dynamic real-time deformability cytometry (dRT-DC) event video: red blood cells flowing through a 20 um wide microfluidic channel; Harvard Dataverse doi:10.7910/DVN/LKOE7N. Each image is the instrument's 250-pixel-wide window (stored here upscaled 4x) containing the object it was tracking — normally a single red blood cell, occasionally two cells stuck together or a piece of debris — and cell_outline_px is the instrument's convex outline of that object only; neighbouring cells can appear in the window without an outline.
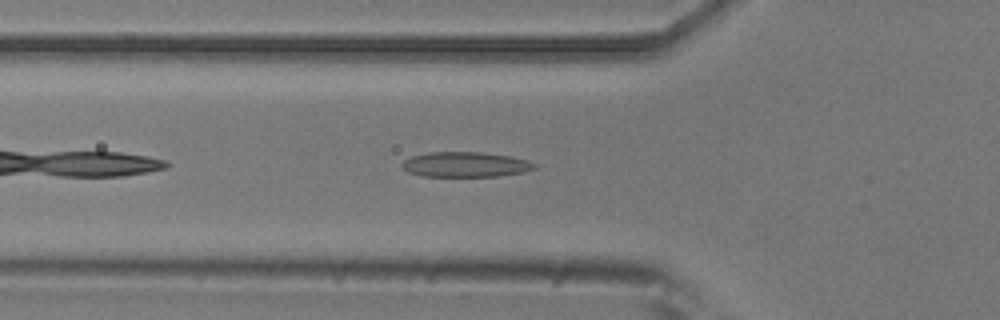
{"species": "common noctule bat (a hibernating species)", "species_latin": "Nyctalus noctula", "temperature_condition": "room temperature", "stored_images_in_passage": 41, "camera_frame_rate_fps": 3000, "um_per_image_px": 0.085, "animal": {"sex": "male", "body_mass_g": 20.5, "forearm_length_mm": 52.5}, "frame": {"image": 1, "passage_image": 5, "time_ms": 1.333, "image_size_px": [1000, 320], "cell_outline_px": [[536, 168], [524, 172], [496, 176], [420, 176], [408, 172], [400, 164], [404, 160], [412, 156], [428, 152], [484, 152], [508, 156], [528, 160], [536, 164]], "centroid_in_image_um": [39.55, 13.98], "position_along_channel_um": 86.3, "area_um2": 19.36}}
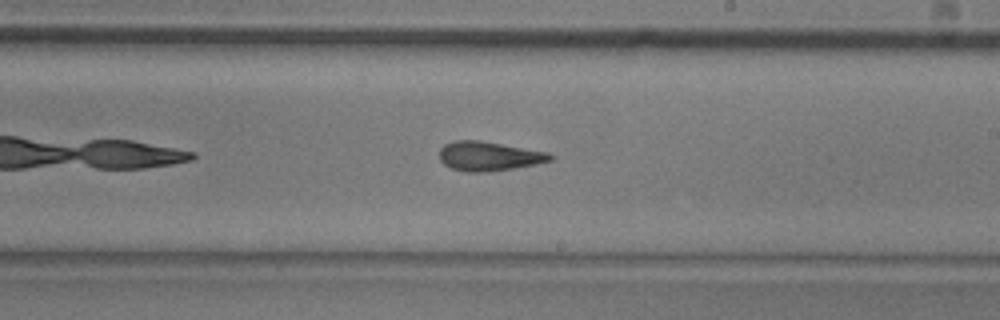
{"frame": {"image": 2, "passage_image": 18, "time_ms": 5.667, "image_size_px": [1000, 320], "cell_outline_px": [[556, 156], [552, 160], [536, 164], [488, 172], [464, 172], [452, 168], [444, 164], [440, 160], [440, 148], [444, 144], [456, 140], [480, 140], [548, 152]], "centroid_in_image_um": [41.56, 13.27], "position_along_channel_um": 247.4, "area_um2": 18.96}}
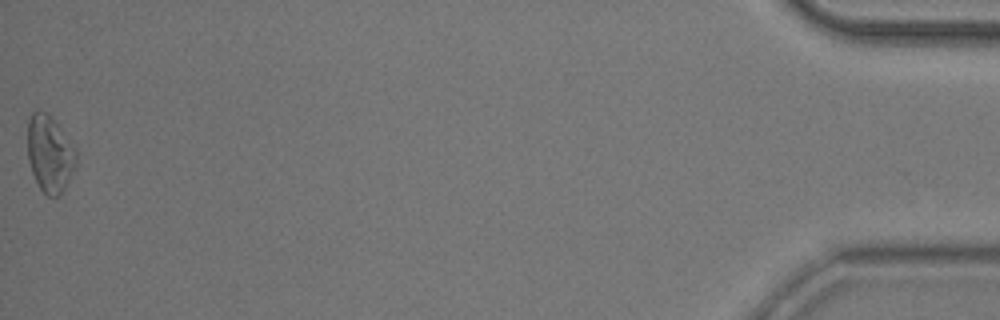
{"frame": {"image": 3, "passage_image": 41, "time_ms": 13.333, "image_size_px": [1000, 320], "cell_outline_px": [[76, 168], [60, 196], [48, 196], [40, 188], [32, 172], [28, 160], [28, 116], [36, 108], [44, 112], [56, 124], [76, 148]], "centroid_in_image_um": [4.23, 13.09], "position_along_channel_um": 431.0, "area_um2": 21.62}, "authors_computed_cell_mechanics": {"area_um2": 18.9584, "velocity_mm_per_s": 3.7028, "shape_relaxation_time_tau1_ms": null, "shape_relaxation_time_tau2_ms": 3.6454, "deformation_change_tau1": null, "deformation_change_tau2": 0.1325}}